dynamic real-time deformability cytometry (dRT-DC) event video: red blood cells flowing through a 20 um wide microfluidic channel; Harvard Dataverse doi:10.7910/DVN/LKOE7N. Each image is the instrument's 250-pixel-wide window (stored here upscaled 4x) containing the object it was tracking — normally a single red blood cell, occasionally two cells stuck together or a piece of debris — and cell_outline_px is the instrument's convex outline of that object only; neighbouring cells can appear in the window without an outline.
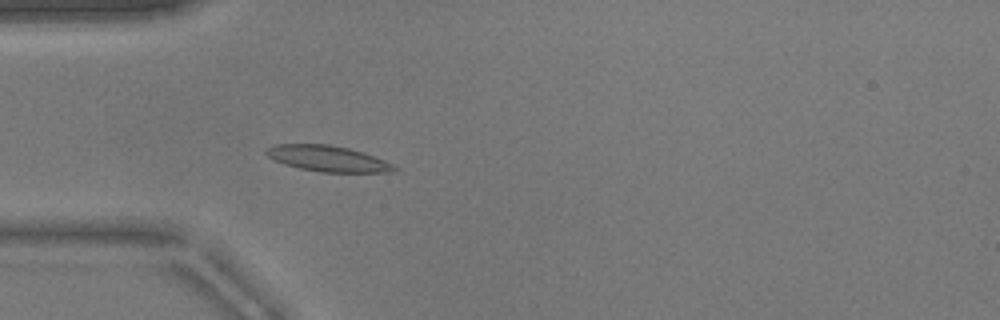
{"species": "common noctule bat (a hibernating species)", "species_latin": "Nyctalus noctula", "temperature_condition": "warm", "stored_images_in_passage": 52, "camera_frame_rate_fps": 3000, "um_per_image_px": 0.085, "animal": {"sex": "male", "body_mass_g": 17.9}, "frame": {"image": 1, "passage_image": 15, "time_ms": 4.667, "image_size_px": [1000, 320], "cell_outline_px": [[400, 168], [396, 172], [320, 172], [300, 168], [284, 164], [272, 160], [264, 152], [264, 148], [276, 144], [328, 144], [348, 148], [364, 152], [384, 160]], "centroid_in_image_um": [27.85, 13.48], "position_along_channel_um": 57.2, "area_um2": 19.48}}
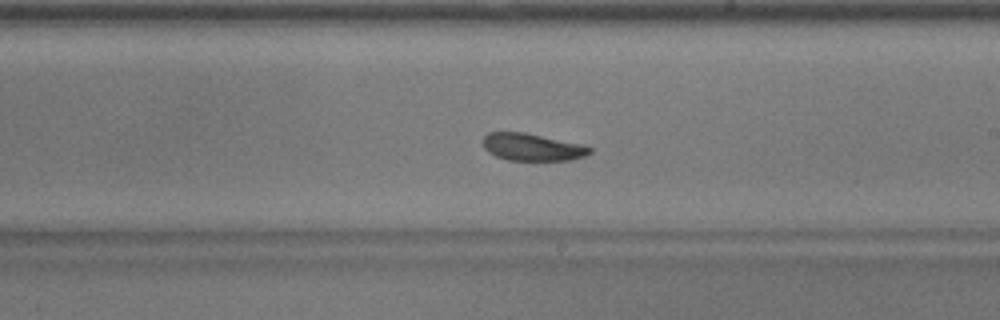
{"frame": {"image": 2, "passage_image": 30, "time_ms": 9.667, "image_size_px": [1000, 320], "cell_outline_px": [[592, 152], [584, 156], [572, 160], [508, 160], [496, 156], [488, 152], [484, 148], [484, 136], [488, 132], [524, 132], [584, 144], [592, 148]], "centroid_in_image_um": [45.27, 12.5], "position_along_channel_um": 243.7, "area_um2": 17.05}}
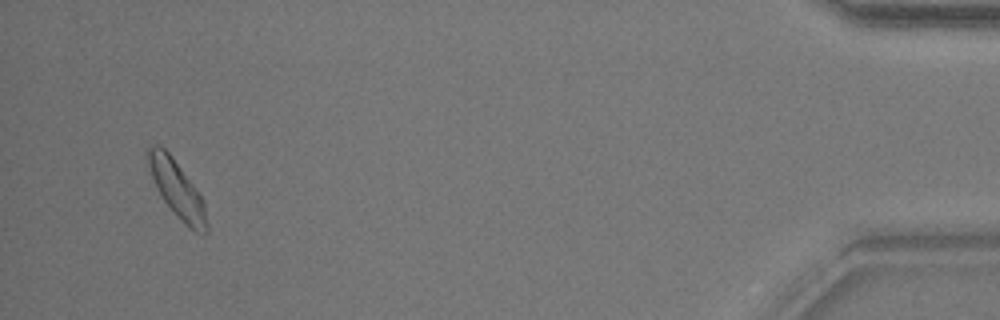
{"frame": {"image": 3, "passage_image": 50, "time_ms": 16.333, "image_size_px": [1000, 320], "cell_outline_px": [[208, 232], [196, 232], [188, 228], [184, 224], [164, 200], [156, 188], [144, 156], [148, 144], [160, 144], [172, 156], [192, 184], [200, 196], [204, 204], [208, 224]], "centroid_in_image_um": [14.98, 16.02], "position_along_channel_um": 420.2, "area_um2": 19.36}, "authors_computed_cell_mechanics": {"area_um2": 18.3515, "velocity_mm_per_s": 3.8061, "shape_relaxation_time_tau1_ms": 3.7962, "shape_relaxation_time_tau2_ms": 1.9212, "deformation_change_tau1": 0.1079, "deformation_change_tau2": 0.0729}}